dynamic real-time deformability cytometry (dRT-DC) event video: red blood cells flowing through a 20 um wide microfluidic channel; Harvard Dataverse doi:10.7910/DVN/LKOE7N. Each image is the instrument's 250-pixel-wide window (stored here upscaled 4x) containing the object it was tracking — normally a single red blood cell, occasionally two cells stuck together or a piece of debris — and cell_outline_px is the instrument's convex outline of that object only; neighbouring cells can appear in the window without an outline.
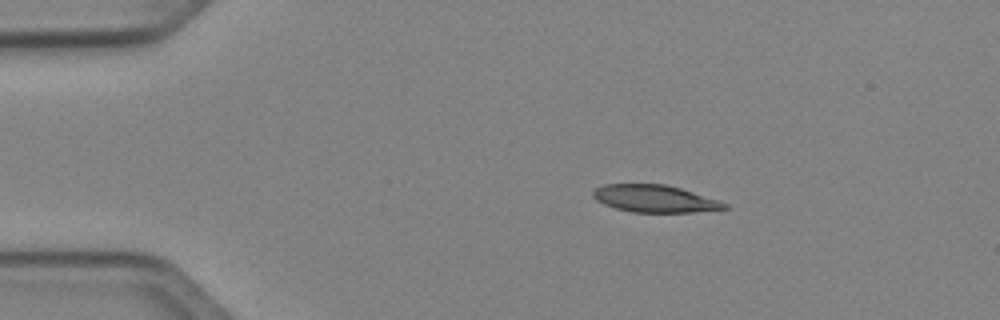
{"species": "Egyptian fruit bat (a non-hibernating species)", "species_latin": "Rousettus aegyptiacus", "temperature_condition": "cold", "stored_images_in_passage": 42, "camera_frame_rate_fps": 3000, "um_per_image_px": 0.085, "animal": {"sex": "female"}, "frame": {"image": 1, "passage_image": 1, "time_ms": 0.0, "image_size_px": [1000, 320], "cell_outline_px": [[728, 208], [692, 212], [632, 212], [616, 208], [604, 204], [596, 200], [592, 196], [592, 192], [596, 188], [604, 184], [664, 184], [680, 188], [720, 200], [728, 204]], "centroid_in_image_um": [55.65, 16.88], "position_along_channel_um": 29.4, "area_um2": 20.81}}
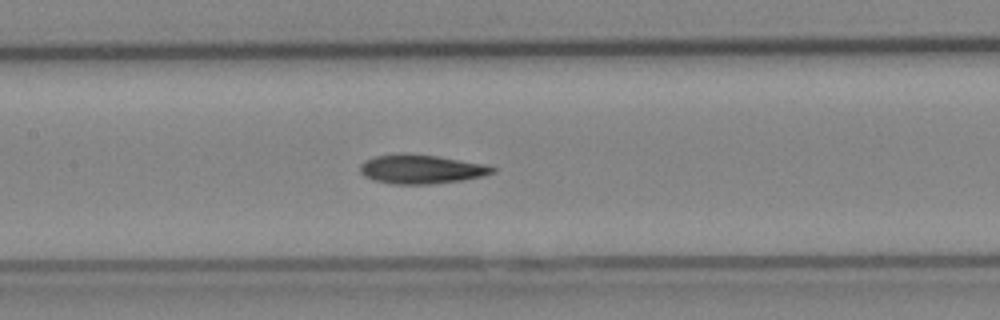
{"frame": {"image": 2, "passage_image": 16, "time_ms": 5.0, "image_size_px": [1000, 320], "cell_outline_px": [[496, 172], [480, 176], [460, 180], [428, 184], [396, 184], [376, 180], [364, 176], [360, 172], [360, 164], [364, 160], [376, 156], [396, 152], [404, 152], [440, 156], [488, 164], [496, 168]], "centroid_in_image_um": [35.8, 14.34], "position_along_channel_um": 171.6, "area_um2": 22.66}}
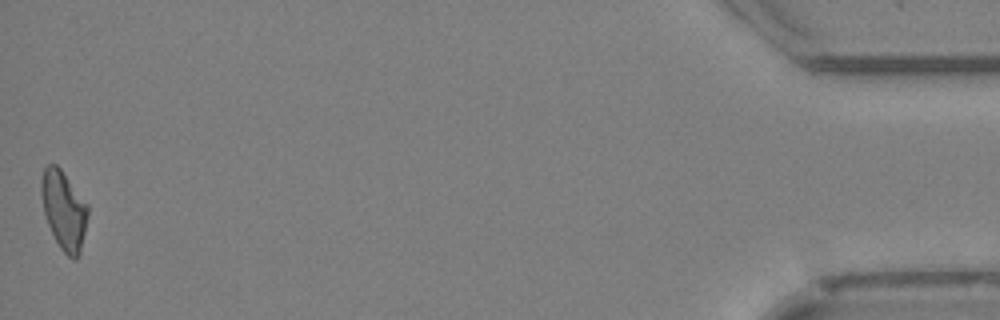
{"frame": {"image": 3, "passage_image": 42, "time_ms": 13.667, "image_size_px": [1000, 320], "cell_outline_px": [[88, 216], [80, 252], [76, 260], [72, 260], [60, 248], [48, 224], [44, 212], [40, 192], [40, 180], [44, 168], [48, 164], [56, 164], [60, 168], [88, 204]], "centroid_in_image_um": [5.42, 17.85], "position_along_channel_um": 429.8, "area_um2": 21.33}, "authors_computed_cell_mechanics": {"area_um2": 21.5594, "velocity_mm_per_s": 4.0481, "shape_relaxation_time_tau1_ms": 6.1722, "shape_relaxation_time_tau2_ms": 7.3354, "deformation_change_tau1": 0.1519, "deformation_change_tau2": 0.1558}}